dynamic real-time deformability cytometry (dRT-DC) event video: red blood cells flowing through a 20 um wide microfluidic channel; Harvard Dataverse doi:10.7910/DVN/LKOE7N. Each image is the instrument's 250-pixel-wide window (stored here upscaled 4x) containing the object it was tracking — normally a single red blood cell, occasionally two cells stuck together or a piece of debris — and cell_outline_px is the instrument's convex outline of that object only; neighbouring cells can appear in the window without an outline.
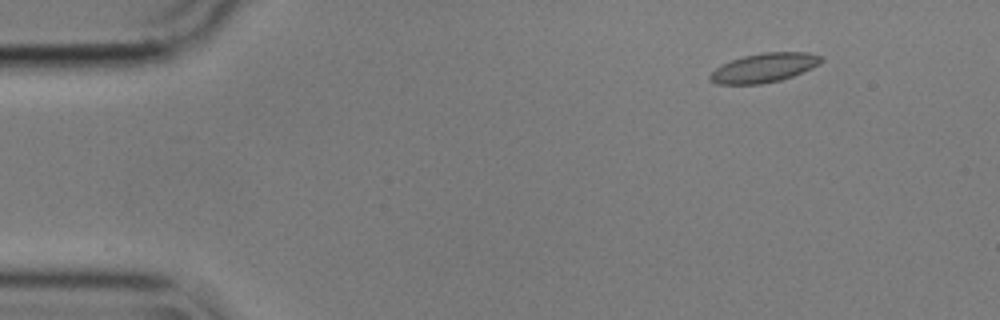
{"species": "common noctule bat (a hibernating species)", "species_latin": "Nyctalus noctula", "temperature_condition": "cold", "stored_images_in_passage": 51, "camera_frame_rate_fps": 3000, "um_per_image_px": 0.085, "animal": {"sex": "male", "body_mass_g": 17.9}, "frame": {"image": 1, "passage_image": 1, "time_ms": 0.0, "image_size_px": [1000, 320], "cell_outline_px": [[824, 60], [820, 64], [812, 68], [792, 76], [780, 80], [760, 84], [716, 84], [708, 80], [708, 76], [716, 68], [732, 60], [744, 56], [764, 52], [808, 52], [820, 56]], "centroid_in_image_um": [64.95, 5.76], "position_along_channel_um": 20.1, "area_um2": 18.79}}
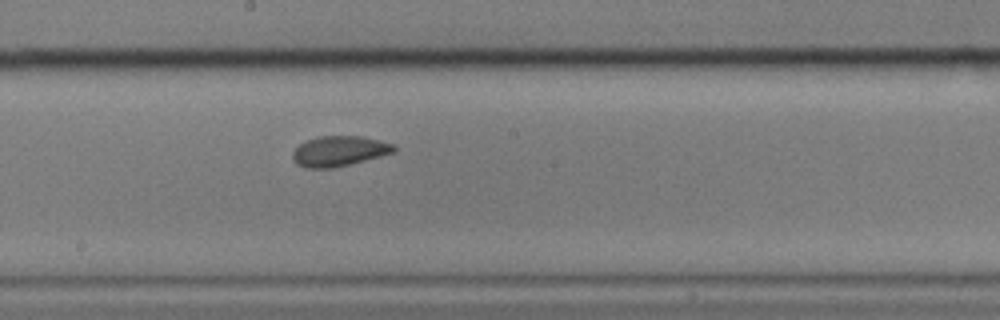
{"frame": {"image": 2, "passage_image": 25, "time_ms": 8.0, "image_size_px": [1000, 320], "cell_outline_px": [[396, 152], [332, 168], [304, 168], [296, 164], [292, 160], [292, 152], [304, 140], [320, 136], [360, 136], [396, 144]], "centroid_in_image_um": [28.8, 12.84], "position_along_channel_um": 219.4, "area_um2": 17.92}}
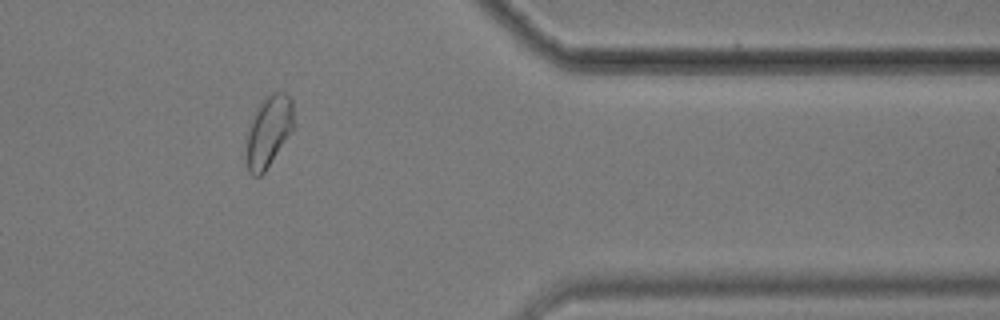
{"frame": {"image": 3, "passage_image": 41, "time_ms": 13.333, "image_size_px": [1000, 320], "cell_outline_px": [[296, 128], [264, 172], [260, 176], [252, 176], [248, 172], [248, 132], [252, 120], [264, 96], [272, 92], [284, 92], [292, 100], [296, 124]], "centroid_in_image_um": [22.92, 11.13], "position_along_channel_um": 388.5, "area_um2": 19.71}, "authors_computed_cell_mechanics": {"area_um2": 18.6694, "velocity_mm_per_s": 3.5325, "shape_relaxation_time_tau1_ms": 7.7717, "shape_relaxation_time_tau2_ms": 1.6967, "deformation_change_tau1": 0.149, "deformation_change_tau2": 0.0616}}